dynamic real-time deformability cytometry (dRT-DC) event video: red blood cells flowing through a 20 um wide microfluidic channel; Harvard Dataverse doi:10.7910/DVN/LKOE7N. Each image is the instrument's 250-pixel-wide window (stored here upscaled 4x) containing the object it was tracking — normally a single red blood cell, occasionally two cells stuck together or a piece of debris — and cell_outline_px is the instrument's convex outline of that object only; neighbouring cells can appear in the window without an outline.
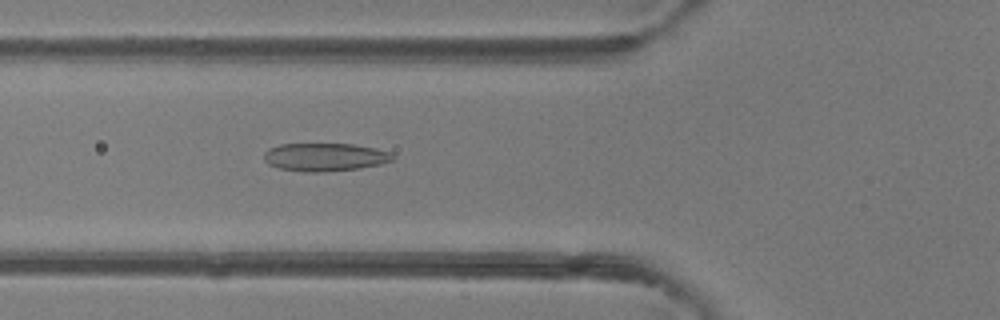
{"species": "common noctule bat (a hibernating species)", "species_latin": "Nyctalus noctula", "temperature_condition": "room temperature", "stored_images_in_passage": 16, "camera_frame_rate_fps": 3000, "um_per_image_px": 0.085, "animal": {"sex": "female"}, "frame": {"image": 1, "passage_image": 7, "time_ms": 2.0, "image_size_px": [1000, 320], "cell_outline_px": [[392, 160], [380, 164], [356, 168], [324, 172], [304, 172], [280, 168], [268, 164], [264, 160], [264, 152], [268, 148], [280, 144], [352, 144], [376, 148], [392, 152]], "centroid_in_image_um": [27.58, 13.34], "position_along_channel_um": 98.2, "area_um2": 20.98}}
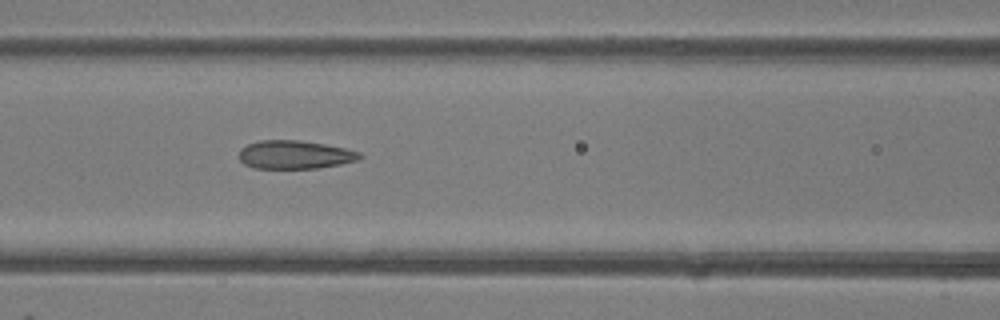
{"frame": {"image": 2, "passage_image": 10, "time_ms": 3.0, "image_size_px": [1000, 320], "cell_outline_px": [[364, 156], [360, 160], [340, 164], [316, 168], [252, 168], [244, 164], [240, 160], [240, 148], [248, 144], [260, 140], [300, 140], [324, 144], [344, 148], [360, 152]], "centroid_in_image_um": [25.07, 13.15], "position_along_channel_um": 141.5, "area_um2": 20.0}}